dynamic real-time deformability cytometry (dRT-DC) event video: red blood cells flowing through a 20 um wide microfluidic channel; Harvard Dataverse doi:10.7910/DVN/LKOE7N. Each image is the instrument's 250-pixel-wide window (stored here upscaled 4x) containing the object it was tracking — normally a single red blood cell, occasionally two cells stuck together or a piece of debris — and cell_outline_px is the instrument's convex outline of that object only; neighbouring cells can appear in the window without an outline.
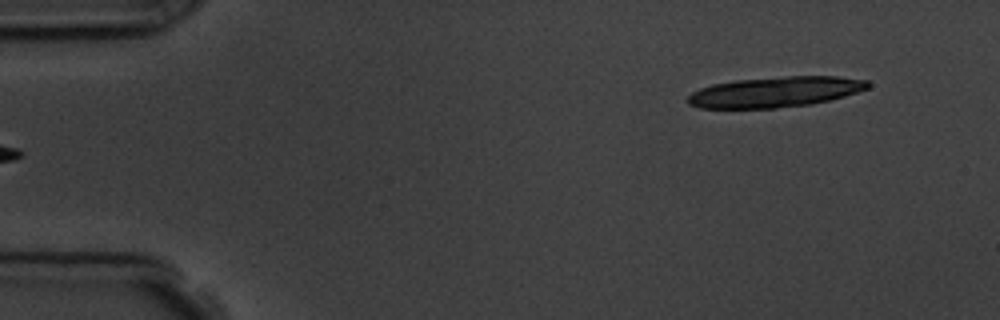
{"species": "common noctule bat (a hibernating species)", "species_latin": "Nyctalus noctula", "temperature_condition": "room temperature", "stored_images_in_passage": 6, "segment_of_instrument_passage": [2, 2], "camera_frame_rate_fps": 3000, "um_per_image_px": 0.085, "animal": {"sex": "male", "body_mass_g": 19.5, "forearm_length_mm": 54.6}, "frame": {"image": 1, "passage_image": 6, "time_ms": 5.333, "image_size_px": [1000, 320], "cell_outline_px": [[872, 84], [868, 88], [844, 96], [828, 100], [808, 104], [776, 108], [700, 108], [688, 104], [688, 96], [692, 92], [700, 88], [712, 84], [736, 80], [784, 76], [836, 76], [868, 80]], "centroid_in_image_um": [65.89, 7.81], "position_along_channel_um": 19.1, "area_um2": 31.91}}